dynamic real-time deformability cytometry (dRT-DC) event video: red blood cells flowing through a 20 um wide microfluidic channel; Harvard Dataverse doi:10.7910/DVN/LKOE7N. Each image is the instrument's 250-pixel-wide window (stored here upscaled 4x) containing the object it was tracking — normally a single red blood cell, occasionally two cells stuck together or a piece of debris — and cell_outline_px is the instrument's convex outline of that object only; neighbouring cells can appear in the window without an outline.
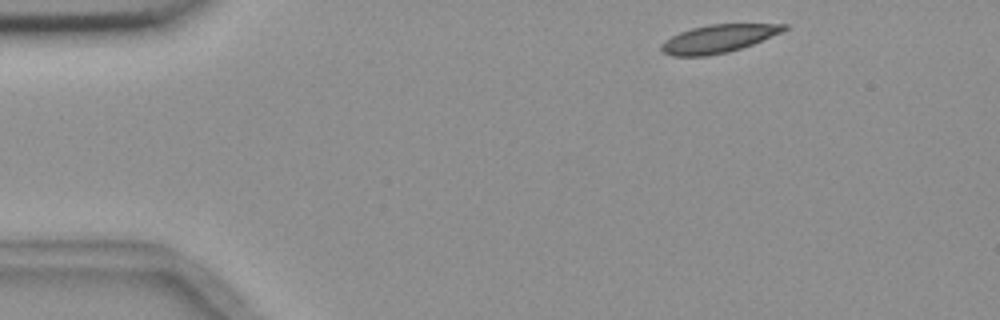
{"species": "common noctule bat (a hibernating species)", "species_latin": "Nyctalus noctula", "temperature_condition": "room temperature", "stored_images_in_passage": 3, "camera_frame_rate_fps": 3000, "um_per_image_px": 0.085, "animal": {"sex": "female", "body_mass_g": 18.4}, "frame": {"image": 1, "passage_image": 1, "time_ms": 0.0, "image_size_px": [1000, 320], "cell_outline_px": [[788, 28], [780, 32], [752, 44], [728, 52], [708, 56], [672, 56], [664, 52], [660, 48], [660, 44], [664, 40], [680, 32], [692, 28], [708, 24], [788, 24]], "centroid_in_image_um": [61.01, 3.29], "position_along_channel_um": 24.0, "area_um2": 19.83}}